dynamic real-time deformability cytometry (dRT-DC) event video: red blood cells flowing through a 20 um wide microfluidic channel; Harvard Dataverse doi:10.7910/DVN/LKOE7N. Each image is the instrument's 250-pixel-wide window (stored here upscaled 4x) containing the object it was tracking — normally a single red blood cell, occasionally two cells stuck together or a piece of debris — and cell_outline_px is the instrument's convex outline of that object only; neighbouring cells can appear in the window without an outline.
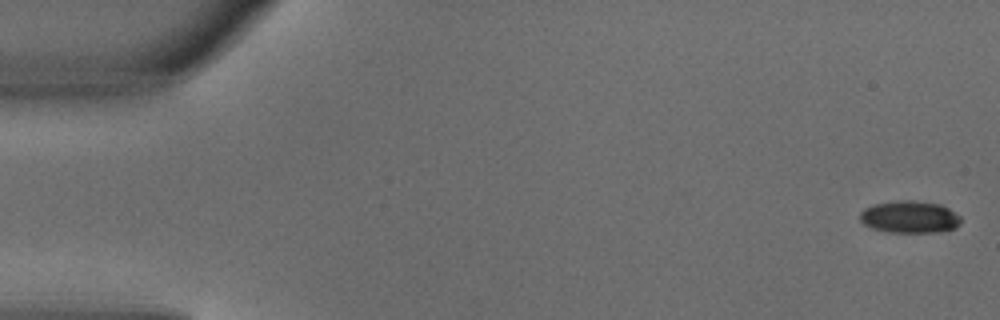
{"species": "common noctule bat (a hibernating species)", "species_latin": "Nyctalus noctula", "temperature_condition": "warm", "stored_images_in_passage": 4, "camera_frame_rate_fps": 3000, "um_per_image_px": 0.085, "animal": {"sex": "male", "body_mass_g": 18.8}, "frame": {"image": 1, "passage_image": 1, "time_ms": 0.0, "image_size_px": [1000, 320], "cell_outline_px": [[960, 224], [956, 228], [936, 232], [888, 232], [872, 228], [864, 224], [860, 220], [860, 212], [864, 208], [876, 204], [900, 200], [912, 200], [940, 204], [948, 208], [960, 216]], "centroid_in_image_um": [77.32, 18.44], "position_along_channel_um": 7.7, "area_um2": 18.84}}